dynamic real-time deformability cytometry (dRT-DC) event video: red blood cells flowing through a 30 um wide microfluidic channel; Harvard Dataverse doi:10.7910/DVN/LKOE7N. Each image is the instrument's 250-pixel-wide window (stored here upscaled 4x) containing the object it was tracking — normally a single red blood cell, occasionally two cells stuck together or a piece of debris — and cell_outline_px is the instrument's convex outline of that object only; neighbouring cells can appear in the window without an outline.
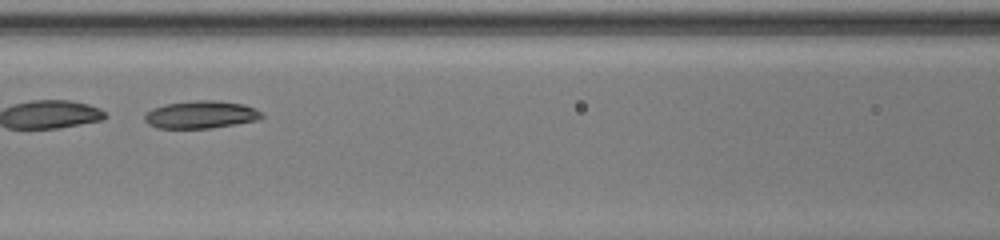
{"species": "common noctule bat (a hibernating species)", "species_latin": "Nyctalus noctula", "temperature_condition": "warm", "stored_images_in_passage": 41, "camera_frame_rate_fps": 3000, "um_per_image_px": 0.085, "animal": {"sex": "female", "body_mass_g": 20.0, "forearm_length_mm": 54.0}, "frame": {"image": 1, "passage_image": 15, "time_ms": 4.667, "image_size_px": [1000, 240], "cell_outline_px": [[264, 116], [256, 120], [236, 124], [212, 128], [156, 128], [148, 124], [144, 120], [144, 116], [152, 108], [164, 104], [196, 100], [212, 100], [244, 104], [256, 108]], "centroid_in_image_um": [17.06, 9.74], "position_along_channel_um": 149.5, "area_um2": 18.84}}
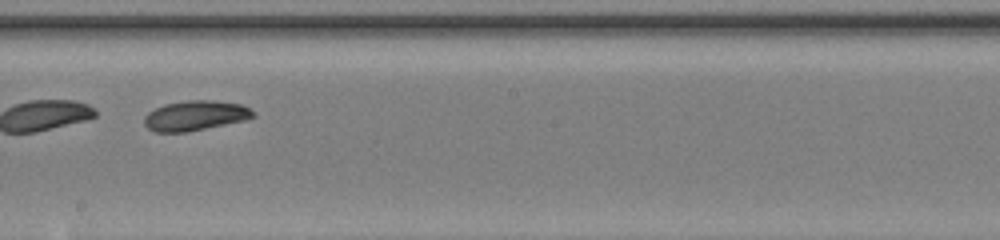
{"frame": {"image": 2, "passage_image": 21, "time_ms": 6.667, "image_size_px": [1000, 240], "cell_outline_px": [[256, 116], [248, 120], [184, 132], [156, 132], [148, 128], [144, 124], [144, 116], [148, 112], [164, 104], [188, 100], [212, 100], [240, 104], [256, 112]], "centroid_in_image_um": [16.62, 9.82], "position_along_channel_um": 231.6, "area_um2": 19.02}}
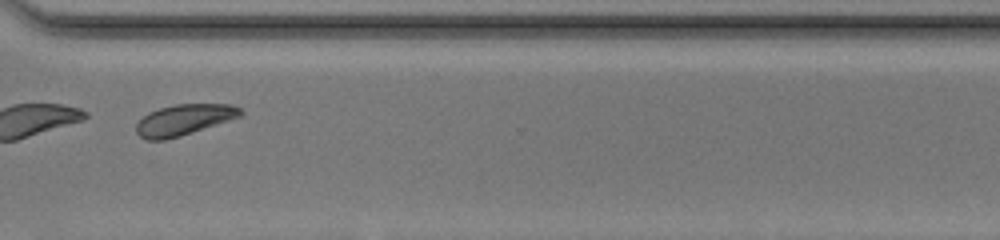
{"frame": {"image": 3, "passage_image": 30, "time_ms": 9.667, "image_size_px": [1000, 240], "cell_outline_px": [[244, 112], [240, 116], [180, 136], [164, 140], [148, 140], [140, 136], [136, 132], [136, 124], [148, 112], [160, 108], [176, 104], [232, 104], [240, 108]], "centroid_in_image_um": [15.62, 10.17], "position_along_channel_um": 355.0, "area_um2": 18.5}, "authors_computed_cell_mechanics": {"area_um2": 19.363, "velocity_mm_per_s": 4.1035, "shape_relaxation_time_tau1_ms": 4.4822, "shape_relaxation_time_tau2_ms": null, "deformation_change_tau1": 0.1356, "deformation_change_tau2": null}}